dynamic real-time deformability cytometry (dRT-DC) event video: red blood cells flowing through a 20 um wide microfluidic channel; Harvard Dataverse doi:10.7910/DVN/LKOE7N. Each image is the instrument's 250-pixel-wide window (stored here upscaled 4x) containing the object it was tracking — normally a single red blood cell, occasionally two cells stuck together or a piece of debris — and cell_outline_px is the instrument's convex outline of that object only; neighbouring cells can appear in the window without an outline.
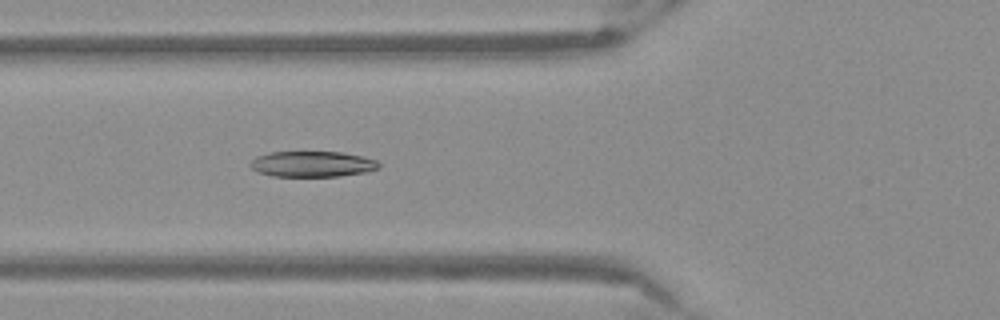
{"species": "Egyptian fruit bat (a non-hibernating species)", "species_latin": "Rousettus aegyptiacus", "temperature_condition": "warm", "stored_images_in_passage": 53, "camera_frame_rate_fps": 3000, "um_per_image_px": 0.085, "frame": {"image": 1, "passage_image": 20, "time_ms": 6.333, "image_size_px": [1000, 320], "cell_outline_px": [[380, 168], [364, 172], [340, 176], [272, 176], [256, 172], [248, 164], [256, 156], [268, 152], [340, 152], [364, 156], [376, 160], [380, 164]], "centroid_in_image_um": [26.52, 13.94], "position_along_channel_um": 99.3, "area_um2": 19.36}}
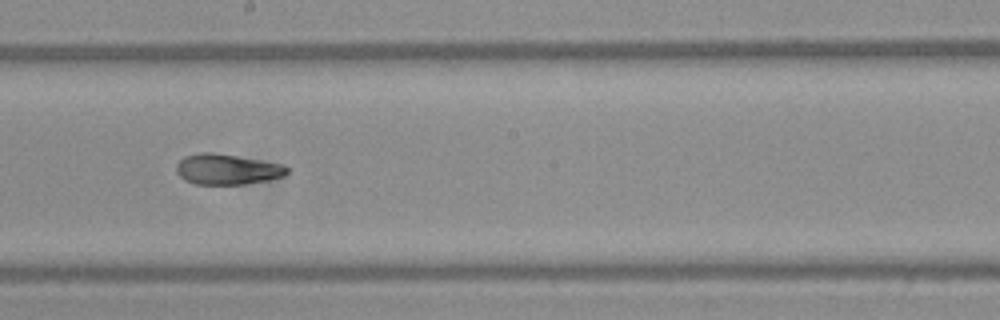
{"frame": {"image": 2, "passage_image": 30, "time_ms": 9.667, "image_size_px": [1000, 320], "cell_outline_px": [[288, 172], [284, 176], [268, 180], [244, 184], [196, 184], [184, 180], [176, 172], [176, 164], [184, 156], [200, 152], [212, 152], [284, 164], [288, 168]], "centroid_in_image_um": [19.29, 14.39], "position_along_channel_um": 228.9, "area_um2": 19.71}}
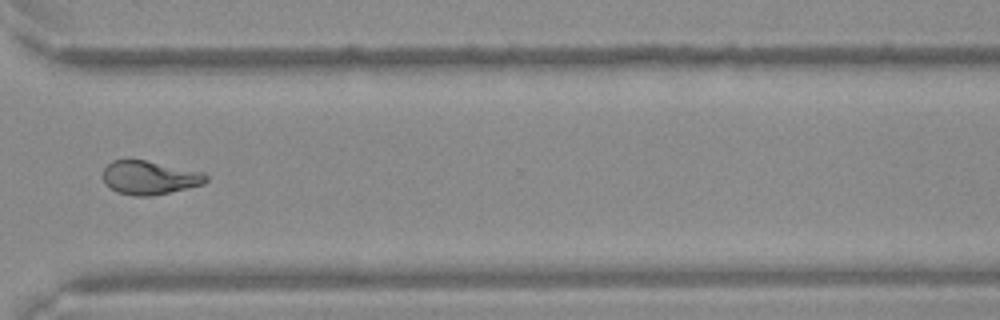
{"frame": {"image": 3, "passage_image": 40, "time_ms": 13.0, "image_size_px": [1000, 320], "cell_outline_px": [[208, 180], [204, 184], [168, 192], [148, 196], [132, 196], [116, 192], [104, 184], [104, 168], [112, 160], [144, 160], [204, 172], [208, 176]], "centroid_in_image_um": [12.7, 15.1], "position_along_channel_um": 357.9, "area_um2": 20.11}}